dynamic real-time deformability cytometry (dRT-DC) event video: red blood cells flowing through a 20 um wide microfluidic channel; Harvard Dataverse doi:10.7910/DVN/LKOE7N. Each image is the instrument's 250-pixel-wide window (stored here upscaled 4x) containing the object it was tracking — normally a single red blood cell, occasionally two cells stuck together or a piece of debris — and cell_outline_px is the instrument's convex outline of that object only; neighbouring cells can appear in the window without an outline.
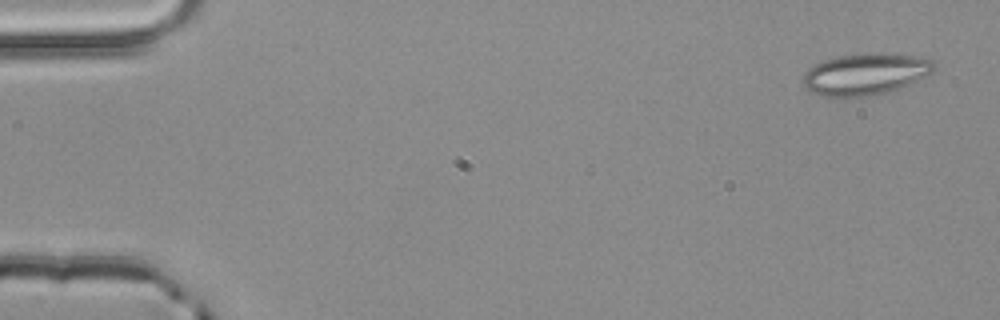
{"species": "common noctule bat (a hibernating species)", "species_latin": "Nyctalus noctula", "temperature_condition": "room temperature", "stored_images_in_passage": 4, "camera_frame_rate_fps": 3000, "um_per_image_px": 0.085, "animal": {"sex": "male", "body_mass_g": 20.4}, "frame": {"image": 1, "passage_image": 1, "time_ms": 0.0, "image_size_px": [1000, 320], "cell_outline_px": [[936, 68], [928, 76], [912, 84], [888, 92], [864, 96], [820, 96], [812, 92], [804, 84], [804, 72], [808, 68], [824, 60], [836, 56], [872, 52], [880, 52], [912, 56], [932, 60], [936, 64]], "centroid_in_image_um": [73.6, 6.29], "position_along_channel_um": 11.4, "area_um2": 31.85}}